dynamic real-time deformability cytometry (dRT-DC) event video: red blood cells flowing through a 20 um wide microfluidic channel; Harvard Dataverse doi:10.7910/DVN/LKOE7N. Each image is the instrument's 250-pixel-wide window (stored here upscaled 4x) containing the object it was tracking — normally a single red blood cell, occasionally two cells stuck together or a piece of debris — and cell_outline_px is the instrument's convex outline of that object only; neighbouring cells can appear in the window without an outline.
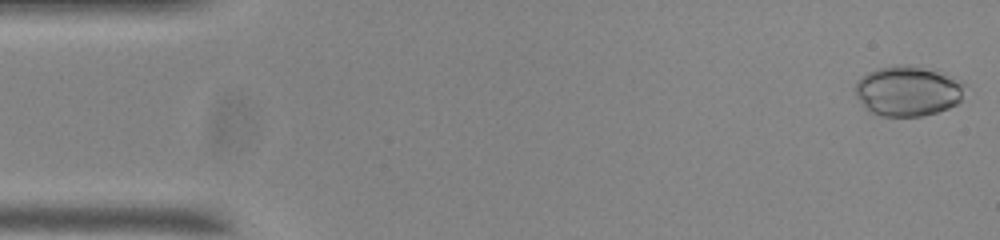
{"species": "common noctule bat (a hibernating species)", "species_latin": "Nyctalus noctula", "temperature_condition": "room temperature", "stored_images_in_passage": 54, "camera_frame_rate_fps": 3000, "um_per_image_px": 0.085, "animal": {"sex": "male", "body_mass_g": 20.0, "forearm_length_mm": 53.3}, "frame": {"image": 1, "passage_image": 1, "time_ms": 0.0, "image_size_px": [1000, 240], "cell_outline_px": [[964, 84], [960, 100], [956, 104], [948, 108], [924, 116], [880, 116], [872, 112], [856, 96], [856, 80], [868, 72], [876, 68], [892, 64], [904, 64], [924, 68], [936, 72]], "centroid_in_image_um": [77.1, 7.73], "position_along_channel_um": 7.9, "area_um2": 31.44}}